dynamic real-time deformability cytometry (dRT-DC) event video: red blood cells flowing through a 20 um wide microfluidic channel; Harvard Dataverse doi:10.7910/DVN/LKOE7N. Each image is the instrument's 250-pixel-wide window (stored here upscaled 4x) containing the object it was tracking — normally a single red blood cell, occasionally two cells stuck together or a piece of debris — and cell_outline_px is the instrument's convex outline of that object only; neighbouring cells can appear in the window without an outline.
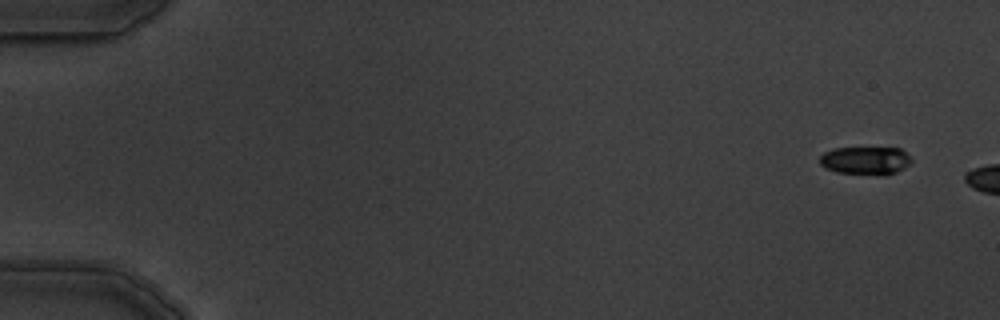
{"species": "common noctule bat (a hibernating species)", "species_latin": "Nyctalus noctula", "temperature_condition": "warm", "stored_images_in_passage": 2, "camera_frame_rate_fps": 3000, "um_per_image_px": 0.085, "animal": {"sex": "male", "body_mass_g": 19.5, "forearm_length_mm": 54.6}, "frame": {"image": 1, "passage_image": 1, "time_ms": 0.0, "image_size_px": [1000, 320], "cell_outline_px": [[912, 160], [904, 168], [896, 172], [836, 172], [824, 168], [820, 164], [820, 156], [824, 152], [832, 148], [900, 148]], "centroid_in_image_um": [73.5, 13.59], "position_along_channel_um": 11.5, "area_um2": 14.22}}